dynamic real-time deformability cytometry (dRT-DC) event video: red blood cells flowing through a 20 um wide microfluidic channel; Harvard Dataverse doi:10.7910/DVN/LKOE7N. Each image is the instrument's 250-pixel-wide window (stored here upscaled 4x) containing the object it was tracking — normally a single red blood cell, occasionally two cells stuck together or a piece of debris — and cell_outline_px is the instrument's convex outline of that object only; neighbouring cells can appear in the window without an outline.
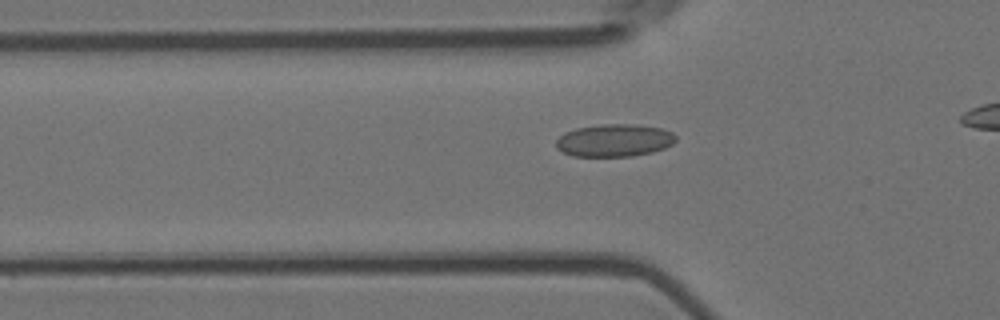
{"species": "Egyptian fruit bat (a non-hibernating species)", "species_latin": "Rousettus aegyptiacus", "temperature_condition": "room temperature", "stored_images_in_passage": 43, "camera_frame_rate_fps": 3000, "um_per_image_px": 0.085, "animal": {"sex": "female"}, "frame": {"image": 1, "passage_image": 13, "time_ms": 4.0, "image_size_px": [1000, 320], "cell_outline_px": [[676, 140], [672, 144], [664, 148], [652, 152], [632, 156], [572, 156], [556, 148], [556, 140], [564, 132], [576, 128], [600, 124], [632, 124], [660, 128], [672, 132], [676, 136]], "centroid_in_image_um": [52.2, 11.93], "position_along_channel_um": 73.6, "area_um2": 22.72}}
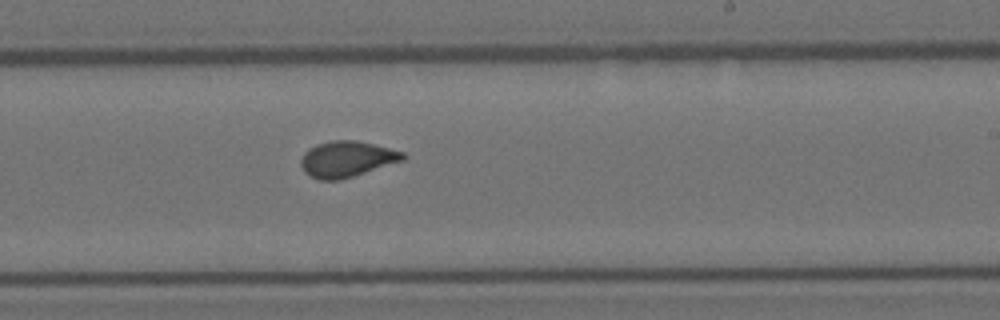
{"frame": {"image": 2, "passage_image": 28, "time_ms": 9.0, "image_size_px": [1000, 320], "cell_outline_px": [[404, 160], [340, 180], [320, 180], [304, 172], [300, 164], [300, 160], [304, 152], [308, 148], [316, 144], [332, 140], [356, 140], [404, 152]], "centroid_in_image_um": [29.43, 13.52], "position_along_channel_um": 259.6, "area_um2": 21.21}}
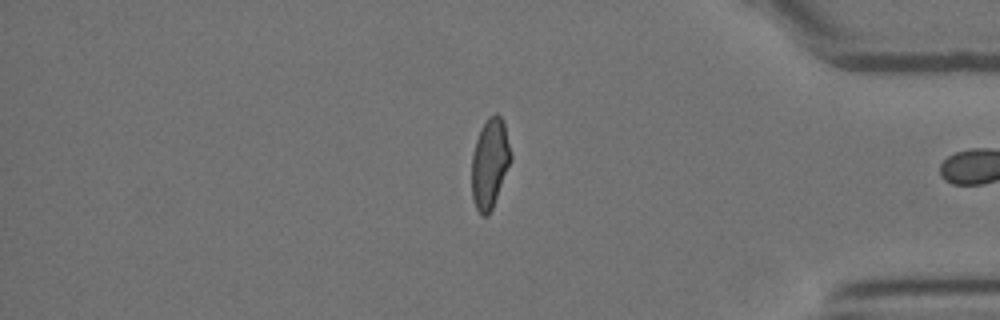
{"frame": {"image": 3, "passage_image": 41, "time_ms": 13.333, "image_size_px": [1000, 320], "cell_outline_px": [[512, 160], [492, 208], [488, 216], [480, 216], [476, 208], [472, 196], [472, 152], [480, 128], [488, 116], [496, 112], [504, 120], [512, 156]], "centroid_in_image_um": [41.64, 13.85], "position_along_channel_um": 393.6, "area_um2": 20.75}, "authors_computed_cell_mechanics": {"area_um2": 21.1548, "velocity_mm_per_s": 3.7048, "shape_relaxation_time_tau1_ms": null, "shape_relaxation_time_tau2_ms": 0.8964, "deformation_change_tau1": null, "deformation_change_tau2": 0.0594}}